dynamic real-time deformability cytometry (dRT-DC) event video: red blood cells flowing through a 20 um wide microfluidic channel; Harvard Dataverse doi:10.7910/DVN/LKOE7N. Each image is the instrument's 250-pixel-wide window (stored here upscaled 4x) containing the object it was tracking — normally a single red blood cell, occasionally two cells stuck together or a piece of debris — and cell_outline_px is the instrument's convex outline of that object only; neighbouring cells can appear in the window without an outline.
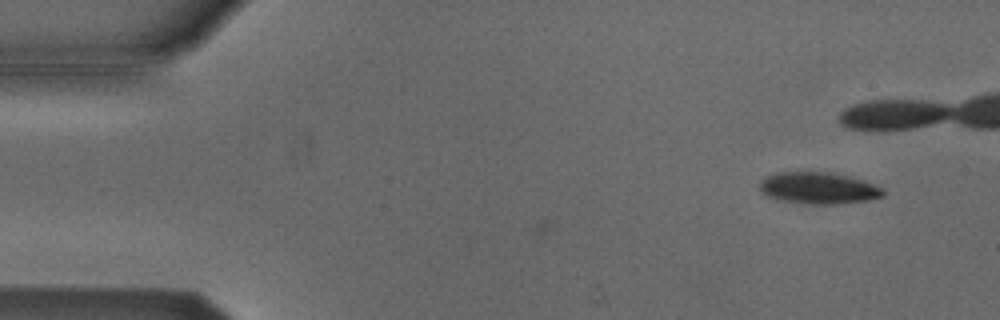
{"species": "Egyptian fruit bat (a non-hibernating species)", "species_latin": "Rousettus aegyptiacus", "temperature_condition": "cold", "stored_images_in_passage": 3, "camera_frame_rate_fps": 3000, "um_per_image_px": 0.085, "animal": {"sex": "male"}, "frame": {"image": 1, "passage_image": 3, "time_ms": 0.667, "image_size_px": [1000, 320], "cell_outline_px": [[884, 196], [868, 200], [836, 204], [812, 204], [776, 200], [760, 192], [760, 180], [776, 172], [828, 172], [848, 176], [884, 188]], "centroid_in_image_um": [69.54, 15.99], "position_along_channel_um": 15.5, "area_um2": 22.72}}